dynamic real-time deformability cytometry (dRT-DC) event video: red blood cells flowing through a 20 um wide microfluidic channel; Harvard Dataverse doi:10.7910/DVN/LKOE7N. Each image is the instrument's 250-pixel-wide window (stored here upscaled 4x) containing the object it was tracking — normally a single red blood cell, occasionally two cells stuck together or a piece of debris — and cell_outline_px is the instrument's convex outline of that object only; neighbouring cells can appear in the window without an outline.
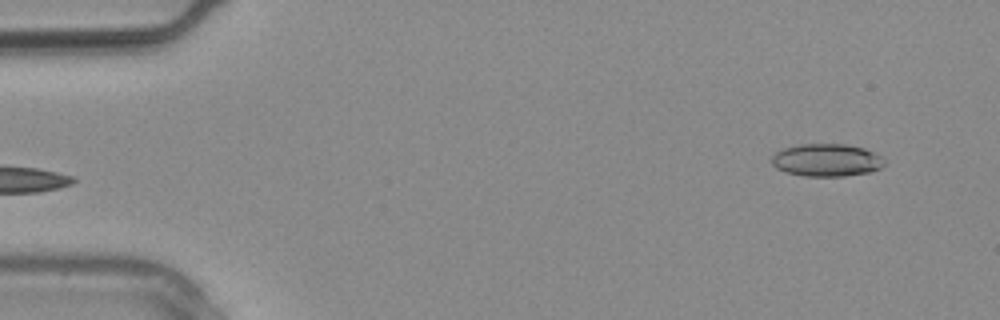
{"species": "common noctule bat (a hibernating species)", "species_latin": "Nyctalus noctula", "temperature_condition": "warm", "stored_images_in_passage": 2, "segment_of_instrument_passage": [2, 2], "camera_frame_rate_fps": 3000, "um_per_image_px": 0.085, "animal": {"sex": "male", "body_mass_g": 20.4}, "frame": {"image": 1, "passage_image": 2, "time_ms": 0.333, "image_size_px": [1000, 320], "cell_outline_px": [[884, 164], [880, 168], [872, 172], [844, 176], [804, 176], [784, 172], [776, 168], [772, 164], [772, 156], [776, 152], [784, 148], [800, 144], [844, 144], [864, 148], [880, 156], [884, 160]], "centroid_in_image_um": [70.24, 13.62], "position_along_channel_um": 14.8, "area_um2": 21.44}}